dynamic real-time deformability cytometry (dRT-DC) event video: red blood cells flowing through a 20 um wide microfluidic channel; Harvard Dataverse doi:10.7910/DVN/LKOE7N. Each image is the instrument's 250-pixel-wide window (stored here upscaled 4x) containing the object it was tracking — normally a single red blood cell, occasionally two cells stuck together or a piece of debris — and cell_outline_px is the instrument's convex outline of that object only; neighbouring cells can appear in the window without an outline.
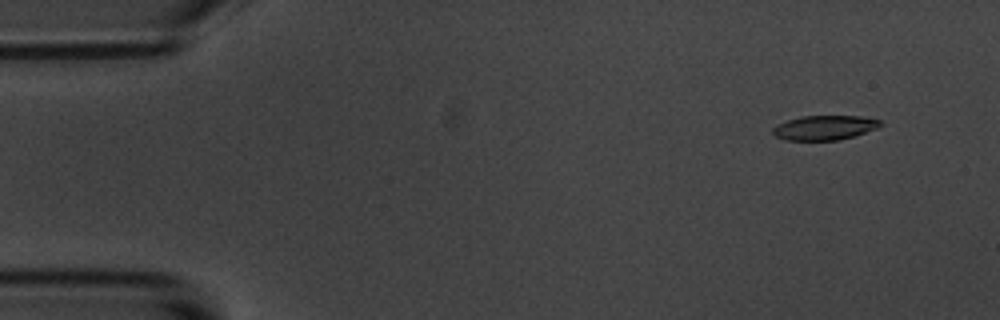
{"species": "common noctule bat (a hibernating species)", "species_latin": "Nyctalus noctula", "temperature_condition": "room temperature", "stored_images_in_passage": 15, "camera_frame_rate_fps": 3000, "um_per_image_px": 0.085, "animal": {"sex": "male", "body_mass_g": 20.1, "forearm_length_mm": 53.5}, "frame": {"image": 1, "passage_image": 2, "time_ms": 1.0, "image_size_px": [1000, 320], "cell_outline_px": [[884, 124], [876, 128], [840, 140], [784, 140], [776, 136], [772, 132], [772, 128], [776, 124], [800, 116], [860, 116], [880, 120]], "centroid_in_image_um": [70.05, 10.85], "position_along_channel_um": 15.0, "area_um2": 15.32}}
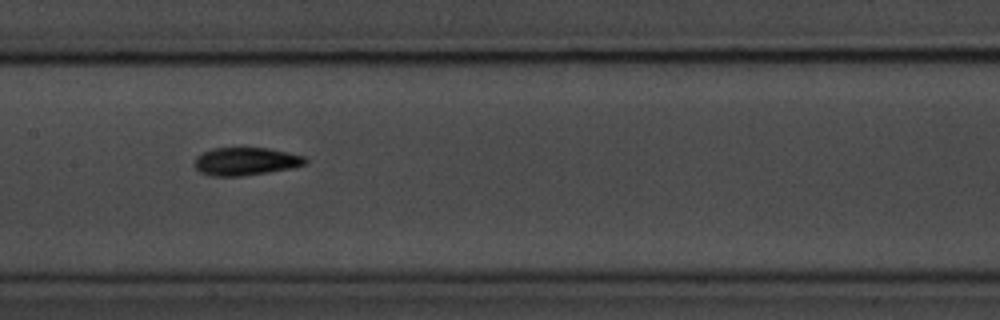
{"frame": {"image": 2, "passage_image": 8, "time_ms": 8.667, "image_size_px": [1000, 320], "cell_outline_px": [[308, 160], [304, 164], [292, 168], [268, 172], [240, 176], [208, 176], [200, 172], [192, 164], [196, 156], [212, 148], [268, 148], [304, 156]], "centroid_in_image_um": [20.84, 13.72], "position_along_channel_um": 186.6, "area_um2": 18.03}}
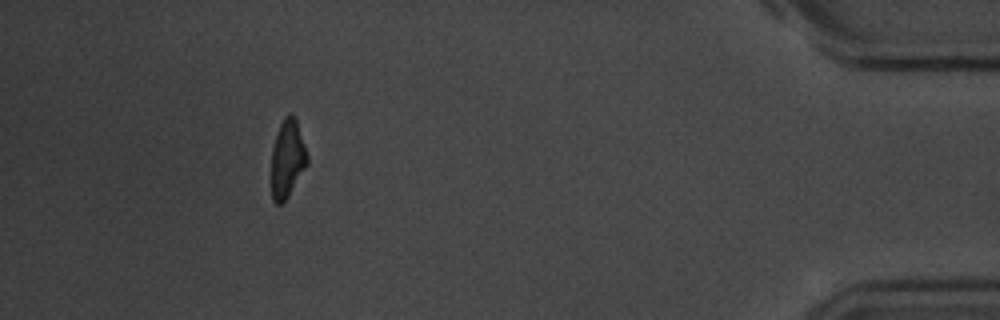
{"frame": {"image": 3, "passage_image": 14, "time_ms": 16.667, "image_size_px": [1000, 320], "cell_outline_px": [[308, 164], [288, 196], [280, 204], [276, 204], [272, 200], [272, 148], [276, 132], [284, 116], [288, 112], [296, 120], [308, 156]], "centroid_in_image_um": [24.42, 13.49], "position_along_channel_um": 410.8, "area_um2": 16.13}, "authors_computed_cell_mechanics": {"area_um2": 16.8776, "velocity_mm_per_s": 3.5423, "shape_relaxation_time_tau1_ms": 2.1343, "shape_relaxation_time_tau2_ms": 3.4318, "deformation_change_tau1": 0.107, "deformation_change_tau2": 0.0809}}